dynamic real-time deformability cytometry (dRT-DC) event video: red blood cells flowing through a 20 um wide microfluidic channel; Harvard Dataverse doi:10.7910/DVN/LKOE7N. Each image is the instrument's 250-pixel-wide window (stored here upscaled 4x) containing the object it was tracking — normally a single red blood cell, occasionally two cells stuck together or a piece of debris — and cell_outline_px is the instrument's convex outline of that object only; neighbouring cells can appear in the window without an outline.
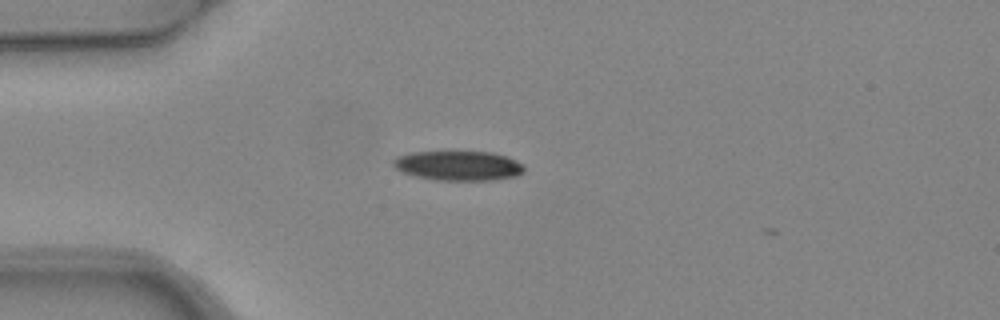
{"species": "common noctule bat (a hibernating species)", "species_latin": "Nyctalus noctula", "temperature_condition": "warm", "stored_images_in_passage": 2, "camera_frame_rate_fps": 3000, "um_per_image_px": 0.085, "animal": {"sex": "female", "body_mass_g": 24.6, "forearm_length_mm": 56.2}, "frame": {"image": 1, "passage_image": 1, "time_ms": 0.0, "image_size_px": [1000, 320], "cell_outline_px": [[524, 172], [516, 176], [492, 180], [436, 180], [416, 176], [404, 172], [396, 168], [392, 164], [392, 160], [396, 156], [412, 152], [492, 152], [508, 156], [524, 164]], "centroid_in_image_um": [38.99, 14.08], "position_along_channel_um": 46.0, "area_um2": 22.66}}